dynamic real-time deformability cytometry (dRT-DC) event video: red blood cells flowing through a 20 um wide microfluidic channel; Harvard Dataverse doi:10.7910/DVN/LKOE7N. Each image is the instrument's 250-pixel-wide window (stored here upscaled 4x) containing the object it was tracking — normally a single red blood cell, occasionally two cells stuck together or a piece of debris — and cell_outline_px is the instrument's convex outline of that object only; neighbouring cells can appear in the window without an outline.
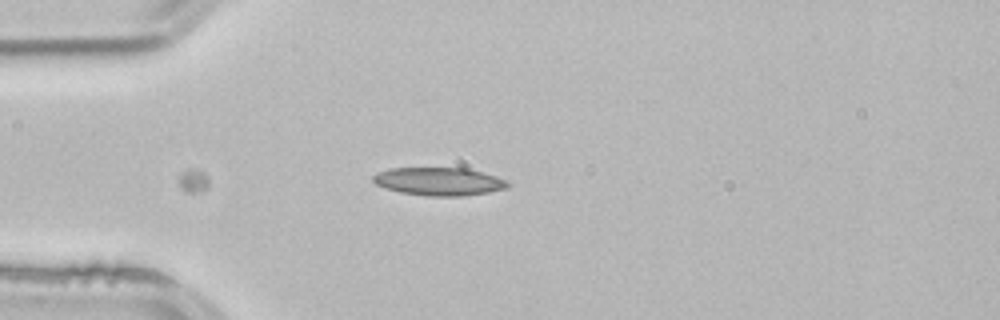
{"species": "common noctule bat (a hibernating species)", "species_latin": "Nyctalus noctula", "temperature_condition": "room temperature", "stored_images_in_passage": 3, "camera_frame_rate_fps": 3000, "um_per_image_px": 0.085, "animal": {"sex": "male", "body_mass_g": 21.5, "forearm_length_mm": 52.0}, "frame": {"image": 1, "passage_image": 3, "time_ms": 0.667, "image_size_px": [1000, 320], "cell_outline_px": [[512, 184], [508, 188], [488, 192], [464, 196], [428, 196], [400, 192], [384, 188], [376, 184], [372, 180], [372, 176], [388, 168], [468, 168], [496, 176]], "centroid_in_image_um": [37.32, 15.42], "position_along_channel_um": 47.7, "area_um2": 22.08}}